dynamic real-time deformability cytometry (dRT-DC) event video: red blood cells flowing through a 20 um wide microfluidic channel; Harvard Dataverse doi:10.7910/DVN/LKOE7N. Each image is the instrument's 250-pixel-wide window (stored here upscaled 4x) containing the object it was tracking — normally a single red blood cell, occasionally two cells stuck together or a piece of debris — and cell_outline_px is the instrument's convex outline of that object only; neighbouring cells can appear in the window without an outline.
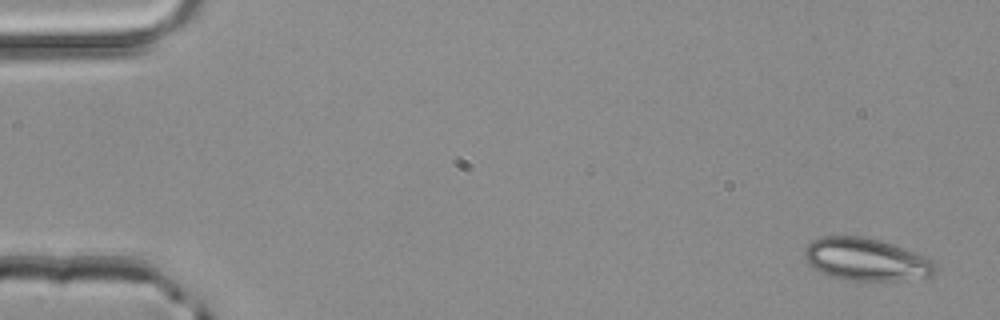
{"species": "common noctule bat (a hibernating species)", "species_latin": "Nyctalus noctula", "temperature_condition": "room temperature", "stored_images_in_passage": 3, "camera_frame_rate_fps": 3000, "um_per_image_px": 0.085, "animal": {"sex": "male", "body_mass_g": 20.4}, "frame": {"image": 1, "passage_image": 1, "time_ms": 0.0, "image_size_px": [1000, 320], "cell_outline_px": [[940, 272], [932, 276], [896, 280], [848, 280], [828, 276], [808, 264], [804, 260], [804, 248], [812, 240], [820, 236], [864, 236], [880, 240], [928, 256], [936, 264]], "centroid_in_image_um": [73.64, 22.04], "position_along_channel_um": 11.4, "area_um2": 32.83}}